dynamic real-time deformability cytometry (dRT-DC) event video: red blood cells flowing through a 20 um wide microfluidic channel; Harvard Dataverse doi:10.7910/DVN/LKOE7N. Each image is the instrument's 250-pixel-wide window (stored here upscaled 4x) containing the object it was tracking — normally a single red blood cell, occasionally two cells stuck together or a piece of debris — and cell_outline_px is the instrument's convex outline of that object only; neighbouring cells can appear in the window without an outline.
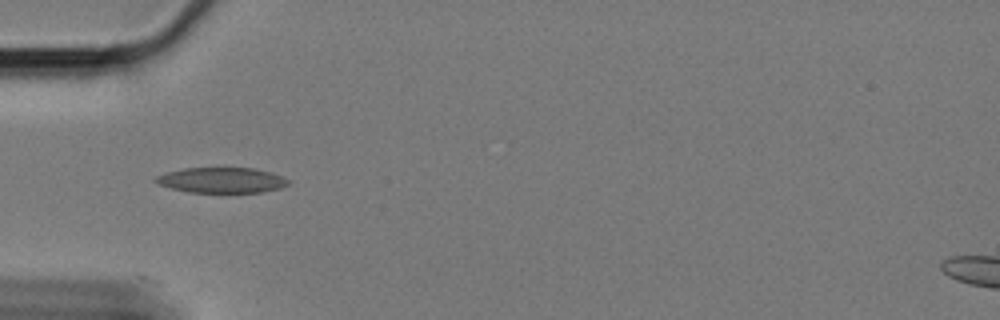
{"species": "Egyptian fruit bat (a non-hibernating species)", "species_latin": "Rousettus aegyptiacus", "temperature_condition": "cold", "stored_images_in_passage": 42, "camera_frame_rate_fps": 3000, "um_per_image_px": 0.085, "animal": {"sex": "female"}, "frame": {"image": 1, "passage_image": 1, "time_ms": 0.0, "image_size_px": [1000, 320], "cell_outline_px": [[292, 180], [288, 184], [280, 188], [264, 192], [188, 192], [172, 188], [160, 184], [152, 180], [156, 176], [164, 172], [184, 168], [256, 168], [272, 172]], "centroid_in_image_um": [18.87, 15.3], "position_along_channel_um": 66.1, "area_um2": 19.77}}
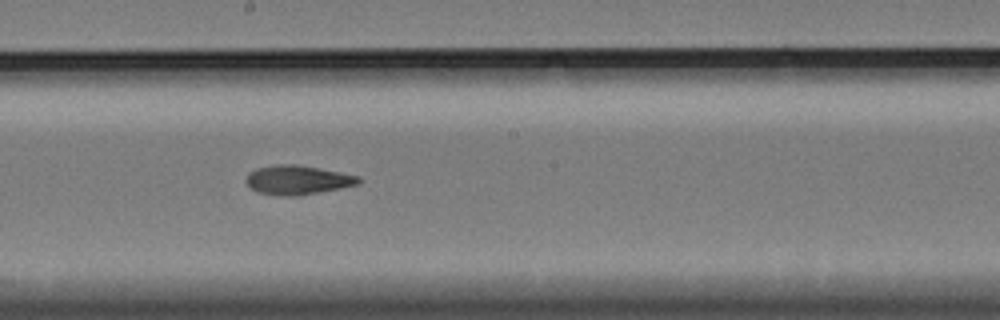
{"frame": {"image": 2, "passage_image": 15, "time_ms": 4.667, "image_size_px": [1000, 320], "cell_outline_px": [[364, 180], [360, 184], [340, 188], [296, 196], [280, 196], [256, 192], [244, 180], [256, 168], [276, 164], [296, 164], [340, 172], [360, 176]], "centroid_in_image_um": [25.33, 15.3], "position_along_channel_um": 222.9, "area_um2": 19.13}}
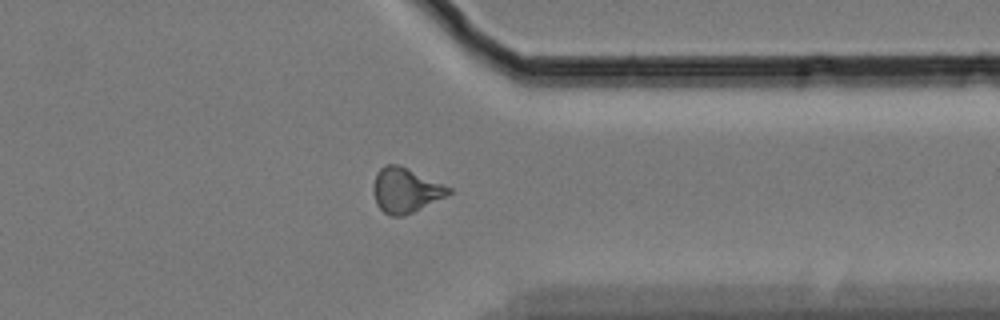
{"frame": {"image": 3, "passage_image": 29, "time_ms": 9.333, "image_size_px": [1000, 320], "cell_outline_px": [[452, 192], [448, 196], [404, 216], [392, 216], [384, 212], [376, 204], [372, 192], [372, 188], [376, 172], [380, 168], [388, 164], [400, 164], [452, 188]], "centroid_in_image_um": [34.47, 16.16], "position_along_channel_um": 376.9, "area_um2": 19.88}, "authors_computed_cell_mechanics": {"area_um2": 18.8428, "velocity_mm_per_s": 3.3599, "shape_relaxation_time_tau1_ms": null, "shape_relaxation_time_tau2_ms": 4.2588, "deformation_change_tau1": null, "deformation_change_tau2": 0.1119}}